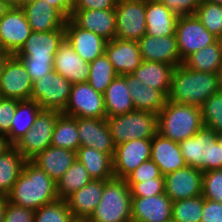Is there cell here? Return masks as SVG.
<instances>
[{
	"mask_svg": "<svg viewBox=\"0 0 222 222\" xmlns=\"http://www.w3.org/2000/svg\"><path fill=\"white\" fill-rule=\"evenodd\" d=\"M7 197L9 203L34 211L59 200L57 183L32 161L25 162Z\"/></svg>",
	"mask_w": 222,
	"mask_h": 222,
	"instance_id": "obj_1",
	"label": "cell"
},
{
	"mask_svg": "<svg viewBox=\"0 0 222 222\" xmlns=\"http://www.w3.org/2000/svg\"><path fill=\"white\" fill-rule=\"evenodd\" d=\"M218 91V73L193 71L181 64L172 72L168 100L201 108Z\"/></svg>",
	"mask_w": 222,
	"mask_h": 222,
	"instance_id": "obj_2",
	"label": "cell"
},
{
	"mask_svg": "<svg viewBox=\"0 0 222 222\" xmlns=\"http://www.w3.org/2000/svg\"><path fill=\"white\" fill-rule=\"evenodd\" d=\"M203 126L202 110L198 106L167 100L158 113V133L176 143L193 137Z\"/></svg>",
	"mask_w": 222,
	"mask_h": 222,
	"instance_id": "obj_3",
	"label": "cell"
},
{
	"mask_svg": "<svg viewBox=\"0 0 222 222\" xmlns=\"http://www.w3.org/2000/svg\"><path fill=\"white\" fill-rule=\"evenodd\" d=\"M216 134L203 126L193 137L179 143L187 166L202 172L222 168V145L217 142Z\"/></svg>",
	"mask_w": 222,
	"mask_h": 222,
	"instance_id": "obj_4",
	"label": "cell"
},
{
	"mask_svg": "<svg viewBox=\"0 0 222 222\" xmlns=\"http://www.w3.org/2000/svg\"><path fill=\"white\" fill-rule=\"evenodd\" d=\"M131 190L125 179L104 180L100 203L91 222H131Z\"/></svg>",
	"mask_w": 222,
	"mask_h": 222,
	"instance_id": "obj_5",
	"label": "cell"
},
{
	"mask_svg": "<svg viewBox=\"0 0 222 222\" xmlns=\"http://www.w3.org/2000/svg\"><path fill=\"white\" fill-rule=\"evenodd\" d=\"M106 124L116 146L134 139H152L158 133V114L134 110L106 117Z\"/></svg>",
	"mask_w": 222,
	"mask_h": 222,
	"instance_id": "obj_6",
	"label": "cell"
},
{
	"mask_svg": "<svg viewBox=\"0 0 222 222\" xmlns=\"http://www.w3.org/2000/svg\"><path fill=\"white\" fill-rule=\"evenodd\" d=\"M72 85L53 70L44 78L32 83L31 99L35 100L43 110L63 113L68 103Z\"/></svg>",
	"mask_w": 222,
	"mask_h": 222,
	"instance_id": "obj_7",
	"label": "cell"
},
{
	"mask_svg": "<svg viewBox=\"0 0 222 222\" xmlns=\"http://www.w3.org/2000/svg\"><path fill=\"white\" fill-rule=\"evenodd\" d=\"M60 114L54 110L42 109L33 127L14 145L27 161H31L41 151L51 146L54 125Z\"/></svg>",
	"mask_w": 222,
	"mask_h": 222,
	"instance_id": "obj_8",
	"label": "cell"
},
{
	"mask_svg": "<svg viewBox=\"0 0 222 222\" xmlns=\"http://www.w3.org/2000/svg\"><path fill=\"white\" fill-rule=\"evenodd\" d=\"M115 38L138 42L146 34V0H118Z\"/></svg>",
	"mask_w": 222,
	"mask_h": 222,
	"instance_id": "obj_9",
	"label": "cell"
},
{
	"mask_svg": "<svg viewBox=\"0 0 222 222\" xmlns=\"http://www.w3.org/2000/svg\"><path fill=\"white\" fill-rule=\"evenodd\" d=\"M63 114L81 118H106L104 96L88 82L74 83Z\"/></svg>",
	"mask_w": 222,
	"mask_h": 222,
	"instance_id": "obj_10",
	"label": "cell"
},
{
	"mask_svg": "<svg viewBox=\"0 0 222 222\" xmlns=\"http://www.w3.org/2000/svg\"><path fill=\"white\" fill-rule=\"evenodd\" d=\"M175 36L177 48L182 60L191 53L215 43L218 38L209 32L196 15L179 17Z\"/></svg>",
	"mask_w": 222,
	"mask_h": 222,
	"instance_id": "obj_11",
	"label": "cell"
},
{
	"mask_svg": "<svg viewBox=\"0 0 222 222\" xmlns=\"http://www.w3.org/2000/svg\"><path fill=\"white\" fill-rule=\"evenodd\" d=\"M31 32L24 10L11 7L0 19V50L15 55Z\"/></svg>",
	"mask_w": 222,
	"mask_h": 222,
	"instance_id": "obj_12",
	"label": "cell"
},
{
	"mask_svg": "<svg viewBox=\"0 0 222 222\" xmlns=\"http://www.w3.org/2000/svg\"><path fill=\"white\" fill-rule=\"evenodd\" d=\"M112 159L114 177L125 179L144 161L151 159V139H134L116 145Z\"/></svg>",
	"mask_w": 222,
	"mask_h": 222,
	"instance_id": "obj_13",
	"label": "cell"
},
{
	"mask_svg": "<svg viewBox=\"0 0 222 222\" xmlns=\"http://www.w3.org/2000/svg\"><path fill=\"white\" fill-rule=\"evenodd\" d=\"M32 81L21 61L12 55L0 76V97L18 101L30 100Z\"/></svg>",
	"mask_w": 222,
	"mask_h": 222,
	"instance_id": "obj_14",
	"label": "cell"
},
{
	"mask_svg": "<svg viewBox=\"0 0 222 222\" xmlns=\"http://www.w3.org/2000/svg\"><path fill=\"white\" fill-rule=\"evenodd\" d=\"M165 194L173 201L184 200L202 195L203 172L186 166L166 174Z\"/></svg>",
	"mask_w": 222,
	"mask_h": 222,
	"instance_id": "obj_15",
	"label": "cell"
},
{
	"mask_svg": "<svg viewBox=\"0 0 222 222\" xmlns=\"http://www.w3.org/2000/svg\"><path fill=\"white\" fill-rule=\"evenodd\" d=\"M173 201L165 194L132 197L131 222L172 221Z\"/></svg>",
	"mask_w": 222,
	"mask_h": 222,
	"instance_id": "obj_16",
	"label": "cell"
},
{
	"mask_svg": "<svg viewBox=\"0 0 222 222\" xmlns=\"http://www.w3.org/2000/svg\"><path fill=\"white\" fill-rule=\"evenodd\" d=\"M137 43L142 60L160 62L174 68L183 63L175 35L156 37L145 34Z\"/></svg>",
	"mask_w": 222,
	"mask_h": 222,
	"instance_id": "obj_17",
	"label": "cell"
},
{
	"mask_svg": "<svg viewBox=\"0 0 222 222\" xmlns=\"http://www.w3.org/2000/svg\"><path fill=\"white\" fill-rule=\"evenodd\" d=\"M76 121L80 146L94 148L113 158L115 145L106 124V118L76 117Z\"/></svg>",
	"mask_w": 222,
	"mask_h": 222,
	"instance_id": "obj_18",
	"label": "cell"
},
{
	"mask_svg": "<svg viewBox=\"0 0 222 222\" xmlns=\"http://www.w3.org/2000/svg\"><path fill=\"white\" fill-rule=\"evenodd\" d=\"M64 29L65 39L84 61L90 63L105 53L107 41L101 36L78 27L70 18L66 19Z\"/></svg>",
	"mask_w": 222,
	"mask_h": 222,
	"instance_id": "obj_19",
	"label": "cell"
},
{
	"mask_svg": "<svg viewBox=\"0 0 222 222\" xmlns=\"http://www.w3.org/2000/svg\"><path fill=\"white\" fill-rule=\"evenodd\" d=\"M70 19L78 27L94 32L106 41H111L115 38V9L73 10Z\"/></svg>",
	"mask_w": 222,
	"mask_h": 222,
	"instance_id": "obj_20",
	"label": "cell"
},
{
	"mask_svg": "<svg viewBox=\"0 0 222 222\" xmlns=\"http://www.w3.org/2000/svg\"><path fill=\"white\" fill-rule=\"evenodd\" d=\"M105 54L119 76L132 74L142 62L139 45L136 41L114 38L107 41Z\"/></svg>",
	"mask_w": 222,
	"mask_h": 222,
	"instance_id": "obj_21",
	"label": "cell"
},
{
	"mask_svg": "<svg viewBox=\"0 0 222 222\" xmlns=\"http://www.w3.org/2000/svg\"><path fill=\"white\" fill-rule=\"evenodd\" d=\"M34 32L65 30L66 18L45 0H30L21 7Z\"/></svg>",
	"mask_w": 222,
	"mask_h": 222,
	"instance_id": "obj_22",
	"label": "cell"
},
{
	"mask_svg": "<svg viewBox=\"0 0 222 222\" xmlns=\"http://www.w3.org/2000/svg\"><path fill=\"white\" fill-rule=\"evenodd\" d=\"M53 70L74 84L87 82L90 65L74 51L65 39L55 54Z\"/></svg>",
	"mask_w": 222,
	"mask_h": 222,
	"instance_id": "obj_23",
	"label": "cell"
},
{
	"mask_svg": "<svg viewBox=\"0 0 222 222\" xmlns=\"http://www.w3.org/2000/svg\"><path fill=\"white\" fill-rule=\"evenodd\" d=\"M151 160L160 168L163 176L187 166L179 143L159 133L151 139Z\"/></svg>",
	"mask_w": 222,
	"mask_h": 222,
	"instance_id": "obj_24",
	"label": "cell"
},
{
	"mask_svg": "<svg viewBox=\"0 0 222 222\" xmlns=\"http://www.w3.org/2000/svg\"><path fill=\"white\" fill-rule=\"evenodd\" d=\"M64 40L65 30H53L48 32L32 31L15 56L54 58Z\"/></svg>",
	"mask_w": 222,
	"mask_h": 222,
	"instance_id": "obj_25",
	"label": "cell"
},
{
	"mask_svg": "<svg viewBox=\"0 0 222 222\" xmlns=\"http://www.w3.org/2000/svg\"><path fill=\"white\" fill-rule=\"evenodd\" d=\"M123 77L126 79L135 110L158 114L166 105L168 97L161 90L148 87L132 74Z\"/></svg>",
	"mask_w": 222,
	"mask_h": 222,
	"instance_id": "obj_26",
	"label": "cell"
},
{
	"mask_svg": "<svg viewBox=\"0 0 222 222\" xmlns=\"http://www.w3.org/2000/svg\"><path fill=\"white\" fill-rule=\"evenodd\" d=\"M104 180H91L65 200L74 218H90L100 203Z\"/></svg>",
	"mask_w": 222,
	"mask_h": 222,
	"instance_id": "obj_27",
	"label": "cell"
},
{
	"mask_svg": "<svg viewBox=\"0 0 222 222\" xmlns=\"http://www.w3.org/2000/svg\"><path fill=\"white\" fill-rule=\"evenodd\" d=\"M76 159L72 150L49 146L31 161L57 183Z\"/></svg>",
	"mask_w": 222,
	"mask_h": 222,
	"instance_id": "obj_28",
	"label": "cell"
},
{
	"mask_svg": "<svg viewBox=\"0 0 222 222\" xmlns=\"http://www.w3.org/2000/svg\"><path fill=\"white\" fill-rule=\"evenodd\" d=\"M178 17L164 4L146 0V34L149 36L175 35Z\"/></svg>",
	"mask_w": 222,
	"mask_h": 222,
	"instance_id": "obj_29",
	"label": "cell"
},
{
	"mask_svg": "<svg viewBox=\"0 0 222 222\" xmlns=\"http://www.w3.org/2000/svg\"><path fill=\"white\" fill-rule=\"evenodd\" d=\"M173 70L174 67L168 64L142 60L132 75L148 87L161 90L168 97Z\"/></svg>",
	"mask_w": 222,
	"mask_h": 222,
	"instance_id": "obj_30",
	"label": "cell"
},
{
	"mask_svg": "<svg viewBox=\"0 0 222 222\" xmlns=\"http://www.w3.org/2000/svg\"><path fill=\"white\" fill-rule=\"evenodd\" d=\"M77 160L82 163L92 180L114 178L112 157L94 148L80 146L76 152Z\"/></svg>",
	"mask_w": 222,
	"mask_h": 222,
	"instance_id": "obj_31",
	"label": "cell"
},
{
	"mask_svg": "<svg viewBox=\"0 0 222 222\" xmlns=\"http://www.w3.org/2000/svg\"><path fill=\"white\" fill-rule=\"evenodd\" d=\"M104 96L106 117L134 111V105L123 76H117L107 87Z\"/></svg>",
	"mask_w": 222,
	"mask_h": 222,
	"instance_id": "obj_32",
	"label": "cell"
},
{
	"mask_svg": "<svg viewBox=\"0 0 222 222\" xmlns=\"http://www.w3.org/2000/svg\"><path fill=\"white\" fill-rule=\"evenodd\" d=\"M42 110L35 100L19 101L12 119L10 134L6 137L10 145L14 146L32 127L36 117Z\"/></svg>",
	"mask_w": 222,
	"mask_h": 222,
	"instance_id": "obj_33",
	"label": "cell"
},
{
	"mask_svg": "<svg viewBox=\"0 0 222 222\" xmlns=\"http://www.w3.org/2000/svg\"><path fill=\"white\" fill-rule=\"evenodd\" d=\"M26 161L12 145L0 154V195L7 196L10 193Z\"/></svg>",
	"mask_w": 222,
	"mask_h": 222,
	"instance_id": "obj_34",
	"label": "cell"
},
{
	"mask_svg": "<svg viewBox=\"0 0 222 222\" xmlns=\"http://www.w3.org/2000/svg\"><path fill=\"white\" fill-rule=\"evenodd\" d=\"M182 65L193 71L218 73L222 67V42L217 40L215 43L191 53L183 60Z\"/></svg>",
	"mask_w": 222,
	"mask_h": 222,
	"instance_id": "obj_35",
	"label": "cell"
},
{
	"mask_svg": "<svg viewBox=\"0 0 222 222\" xmlns=\"http://www.w3.org/2000/svg\"><path fill=\"white\" fill-rule=\"evenodd\" d=\"M51 146L77 152L80 147L76 117L61 113L54 125Z\"/></svg>",
	"mask_w": 222,
	"mask_h": 222,
	"instance_id": "obj_36",
	"label": "cell"
},
{
	"mask_svg": "<svg viewBox=\"0 0 222 222\" xmlns=\"http://www.w3.org/2000/svg\"><path fill=\"white\" fill-rule=\"evenodd\" d=\"M91 180L92 178L84 165L76 159L57 182V194L59 199L65 200L72 193L83 188Z\"/></svg>",
	"mask_w": 222,
	"mask_h": 222,
	"instance_id": "obj_37",
	"label": "cell"
},
{
	"mask_svg": "<svg viewBox=\"0 0 222 222\" xmlns=\"http://www.w3.org/2000/svg\"><path fill=\"white\" fill-rule=\"evenodd\" d=\"M90 72L87 82L97 92L104 94L107 87L118 76L115 72L112 63L104 53L89 63Z\"/></svg>",
	"mask_w": 222,
	"mask_h": 222,
	"instance_id": "obj_38",
	"label": "cell"
},
{
	"mask_svg": "<svg viewBox=\"0 0 222 222\" xmlns=\"http://www.w3.org/2000/svg\"><path fill=\"white\" fill-rule=\"evenodd\" d=\"M203 196L173 202V222H201Z\"/></svg>",
	"mask_w": 222,
	"mask_h": 222,
	"instance_id": "obj_39",
	"label": "cell"
},
{
	"mask_svg": "<svg viewBox=\"0 0 222 222\" xmlns=\"http://www.w3.org/2000/svg\"><path fill=\"white\" fill-rule=\"evenodd\" d=\"M202 25L217 38L222 31V5L201 0L195 13Z\"/></svg>",
	"mask_w": 222,
	"mask_h": 222,
	"instance_id": "obj_40",
	"label": "cell"
},
{
	"mask_svg": "<svg viewBox=\"0 0 222 222\" xmlns=\"http://www.w3.org/2000/svg\"><path fill=\"white\" fill-rule=\"evenodd\" d=\"M204 127L222 131V91L210 96L201 107Z\"/></svg>",
	"mask_w": 222,
	"mask_h": 222,
	"instance_id": "obj_41",
	"label": "cell"
},
{
	"mask_svg": "<svg viewBox=\"0 0 222 222\" xmlns=\"http://www.w3.org/2000/svg\"><path fill=\"white\" fill-rule=\"evenodd\" d=\"M72 219L66 200L59 199L36 210L34 222H70Z\"/></svg>",
	"mask_w": 222,
	"mask_h": 222,
	"instance_id": "obj_42",
	"label": "cell"
},
{
	"mask_svg": "<svg viewBox=\"0 0 222 222\" xmlns=\"http://www.w3.org/2000/svg\"><path fill=\"white\" fill-rule=\"evenodd\" d=\"M16 57L26 68L32 83L44 78L49 72L53 71L54 58Z\"/></svg>",
	"mask_w": 222,
	"mask_h": 222,
	"instance_id": "obj_43",
	"label": "cell"
},
{
	"mask_svg": "<svg viewBox=\"0 0 222 222\" xmlns=\"http://www.w3.org/2000/svg\"><path fill=\"white\" fill-rule=\"evenodd\" d=\"M202 196L222 203V171L209 170L203 172Z\"/></svg>",
	"mask_w": 222,
	"mask_h": 222,
	"instance_id": "obj_44",
	"label": "cell"
},
{
	"mask_svg": "<svg viewBox=\"0 0 222 222\" xmlns=\"http://www.w3.org/2000/svg\"><path fill=\"white\" fill-rule=\"evenodd\" d=\"M132 197H150L165 193V179L154 178L146 182L127 183Z\"/></svg>",
	"mask_w": 222,
	"mask_h": 222,
	"instance_id": "obj_45",
	"label": "cell"
},
{
	"mask_svg": "<svg viewBox=\"0 0 222 222\" xmlns=\"http://www.w3.org/2000/svg\"><path fill=\"white\" fill-rule=\"evenodd\" d=\"M154 178H164L160 168L151 160L144 161L125 180L127 183L146 182Z\"/></svg>",
	"mask_w": 222,
	"mask_h": 222,
	"instance_id": "obj_46",
	"label": "cell"
},
{
	"mask_svg": "<svg viewBox=\"0 0 222 222\" xmlns=\"http://www.w3.org/2000/svg\"><path fill=\"white\" fill-rule=\"evenodd\" d=\"M18 100L0 97V135L7 137L10 134Z\"/></svg>",
	"mask_w": 222,
	"mask_h": 222,
	"instance_id": "obj_47",
	"label": "cell"
},
{
	"mask_svg": "<svg viewBox=\"0 0 222 222\" xmlns=\"http://www.w3.org/2000/svg\"><path fill=\"white\" fill-rule=\"evenodd\" d=\"M165 6H167L170 11L179 17L195 15L197 8L201 0H156Z\"/></svg>",
	"mask_w": 222,
	"mask_h": 222,
	"instance_id": "obj_48",
	"label": "cell"
},
{
	"mask_svg": "<svg viewBox=\"0 0 222 222\" xmlns=\"http://www.w3.org/2000/svg\"><path fill=\"white\" fill-rule=\"evenodd\" d=\"M35 211L29 208L7 204L4 222H34Z\"/></svg>",
	"mask_w": 222,
	"mask_h": 222,
	"instance_id": "obj_49",
	"label": "cell"
},
{
	"mask_svg": "<svg viewBox=\"0 0 222 222\" xmlns=\"http://www.w3.org/2000/svg\"><path fill=\"white\" fill-rule=\"evenodd\" d=\"M201 222H222V203L203 198Z\"/></svg>",
	"mask_w": 222,
	"mask_h": 222,
	"instance_id": "obj_50",
	"label": "cell"
},
{
	"mask_svg": "<svg viewBox=\"0 0 222 222\" xmlns=\"http://www.w3.org/2000/svg\"><path fill=\"white\" fill-rule=\"evenodd\" d=\"M118 0H76L73 10L114 9Z\"/></svg>",
	"mask_w": 222,
	"mask_h": 222,
	"instance_id": "obj_51",
	"label": "cell"
},
{
	"mask_svg": "<svg viewBox=\"0 0 222 222\" xmlns=\"http://www.w3.org/2000/svg\"><path fill=\"white\" fill-rule=\"evenodd\" d=\"M49 5L55 7L66 19H69L76 0H45Z\"/></svg>",
	"mask_w": 222,
	"mask_h": 222,
	"instance_id": "obj_52",
	"label": "cell"
},
{
	"mask_svg": "<svg viewBox=\"0 0 222 222\" xmlns=\"http://www.w3.org/2000/svg\"><path fill=\"white\" fill-rule=\"evenodd\" d=\"M7 204H8V197L5 195H0V222H4Z\"/></svg>",
	"mask_w": 222,
	"mask_h": 222,
	"instance_id": "obj_53",
	"label": "cell"
},
{
	"mask_svg": "<svg viewBox=\"0 0 222 222\" xmlns=\"http://www.w3.org/2000/svg\"><path fill=\"white\" fill-rule=\"evenodd\" d=\"M12 55L10 53H7L3 50H0V76L3 73L4 66L7 62V60L11 57Z\"/></svg>",
	"mask_w": 222,
	"mask_h": 222,
	"instance_id": "obj_54",
	"label": "cell"
},
{
	"mask_svg": "<svg viewBox=\"0 0 222 222\" xmlns=\"http://www.w3.org/2000/svg\"><path fill=\"white\" fill-rule=\"evenodd\" d=\"M8 0H0V19L6 14V12L11 8Z\"/></svg>",
	"mask_w": 222,
	"mask_h": 222,
	"instance_id": "obj_55",
	"label": "cell"
},
{
	"mask_svg": "<svg viewBox=\"0 0 222 222\" xmlns=\"http://www.w3.org/2000/svg\"><path fill=\"white\" fill-rule=\"evenodd\" d=\"M11 145L8 143L7 138L0 135V154L7 150Z\"/></svg>",
	"mask_w": 222,
	"mask_h": 222,
	"instance_id": "obj_56",
	"label": "cell"
},
{
	"mask_svg": "<svg viewBox=\"0 0 222 222\" xmlns=\"http://www.w3.org/2000/svg\"><path fill=\"white\" fill-rule=\"evenodd\" d=\"M12 7H22L30 0H8Z\"/></svg>",
	"mask_w": 222,
	"mask_h": 222,
	"instance_id": "obj_57",
	"label": "cell"
},
{
	"mask_svg": "<svg viewBox=\"0 0 222 222\" xmlns=\"http://www.w3.org/2000/svg\"><path fill=\"white\" fill-rule=\"evenodd\" d=\"M70 222H91L89 218H74Z\"/></svg>",
	"mask_w": 222,
	"mask_h": 222,
	"instance_id": "obj_58",
	"label": "cell"
},
{
	"mask_svg": "<svg viewBox=\"0 0 222 222\" xmlns=\"http://www.w3.org/2000/svg\"><path fill=\"white\" fill-rule=\"evenodd\" d=\"M218 78H219L220 91H222V67L218 71Z\"/></svg>",
	"mask_w": 222,
	"mask_h": 222,
	"instance_id": "obj_59",
	"label": "cell"
},
{
	"mask_svg": "<svg viewBox=\"0 0 222 222\" xmlns=\"http://www.w3.org/2000/svg\"><path fill=\"white\" fill-rule=\"evenodd\" d=\"M217 142L222 145V131L217 132L216 134Z\"/></svg>",
	"mask_w": 222,
	"mask_h": 222,
	"instance_id": "obj_60",
	"label": "cell"
},
{
	"mask_svg": "<svg viewBox=\"0 0 222 222\" xmlns=\"http://www.w3.org/2000/svg\"><path fill=\"white\" fill-rule=\"evenodd\" d=\"M203 1L213 3V4L222 5V0H203Z\"/></svg>",
	"mask_w": 222,
	"mask_h": 222,
	"instance_id": "obj_61",
	"label": "cell"
},
{
	"mask_svg": "<svg viewBox=\"0 0 222 222\" xmlns=\"http://www.w3.org/2000/svg\"><path fill=\"white\" fill-rule=\"evenodd\" d=\"M218 40H220L222 42V31H221V34H220V37L218 38Z\"/></svg>",
	"mask_w": 222,
	"mask_h": 222,
	"instance_id": "obj_62",
	"label": "cell"
}]
</instances>
